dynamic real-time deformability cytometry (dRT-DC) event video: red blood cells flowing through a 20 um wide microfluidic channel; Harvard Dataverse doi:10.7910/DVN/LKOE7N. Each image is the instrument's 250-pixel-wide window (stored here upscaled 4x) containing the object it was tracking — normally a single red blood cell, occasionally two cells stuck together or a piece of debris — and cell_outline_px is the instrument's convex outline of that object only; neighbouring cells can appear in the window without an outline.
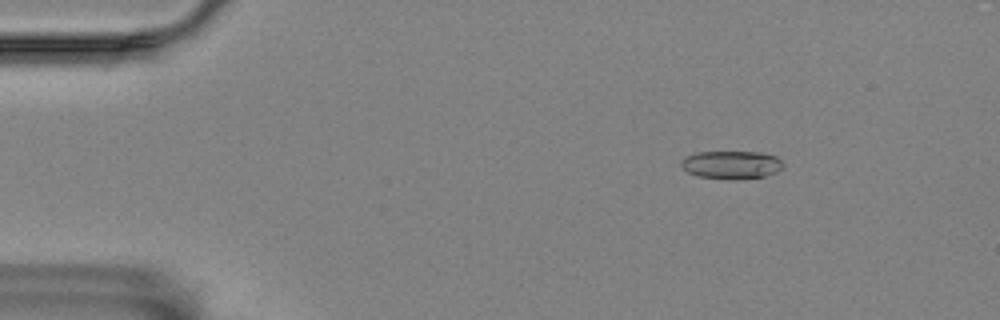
{"species": "Egyptian fruit bat (a non-hibernating species)", "species_latin": "Rousettus aegyptiacus", "temperature_condition": "room temperature", "stored_images_in_passage": 53, "camera_frame_rate_fps": 3000, "um_per_image_px": 0.085, "animal": {"sex": "female"}, "frame": {"image": 1, "passage_image": 5, "time_ms": 1.333, "image_size_px": [1000, 320], "cell_outline_px": [[784, 168], [776, 172], [764, 176], [736, 180], [728, 180], [696, 176], [680, 168], [680, 160], [684, 156], [696, 152], [764, 152], [776, 156], [784, 164]], "centroid_in_image_um": [62.14, 14.01], "position_along_channel_um": 22.9, "area_um2": 17.17}}
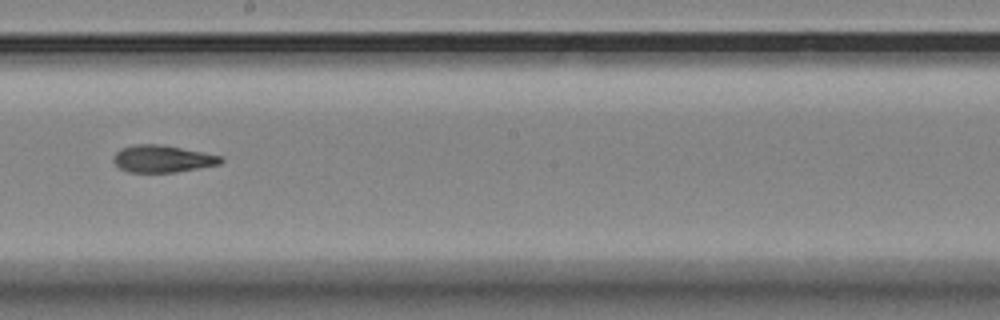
{"frame": {"image": 2, "passage_image": 29, "time_ms": 9.333, "image_size_px": [1000, 320], "cell_outline_px": [[224, 160], [220, 164], [176, 172], [128, 172], [120, 168], [112, 160], [112, 156], [120, 148], [136, 144], [160, 144], [220, 156]], "centroid_in_image_um": [13.75, 13.5], "position_along_channel_um": 234.4, "area_um2": 16.82}}
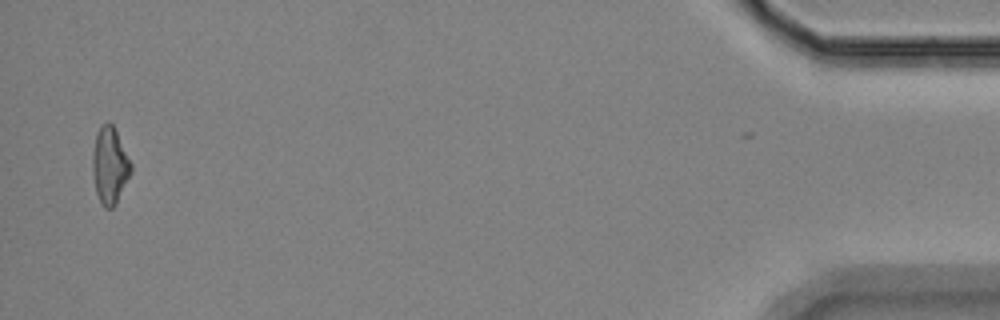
{"frame": {"image": 3, "passage_image": 52, "time_ms": 17.0, "image_size_px": [1000, 320], "cell_outline_px": [[132, 172], [116, 204], [112, 208], [104, 208], [96, 192], [92, 172], [92, 156], [96, 132], [100, 124], [108, 120], [112, 124], [132, 164]], "centroid_in_image_um": [9.32, 14.05], "position_along_channel_um": 425.9, "area_um2": 17.28}, "authors_computed_cell_mechanics": {"area_um2": 17.2822, "velocity_mm_per_s": 3.576, "shape_relaxation_time_tau1_ms": 4.922, "shape_relaxation_time_tau2_ms": 3.112, "deformation_change_tau1": 0.1442, "deformation_change_tau2": 0.1167}}